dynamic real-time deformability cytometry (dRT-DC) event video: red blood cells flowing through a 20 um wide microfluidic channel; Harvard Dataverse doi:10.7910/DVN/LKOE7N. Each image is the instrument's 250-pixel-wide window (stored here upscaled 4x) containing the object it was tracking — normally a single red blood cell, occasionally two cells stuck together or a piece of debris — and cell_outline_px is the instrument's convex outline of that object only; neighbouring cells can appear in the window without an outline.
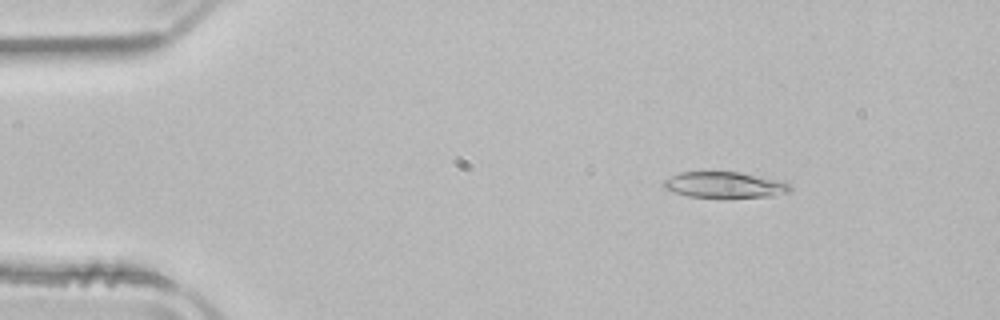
{"species": "common noctule bat (a hibernating species)", "species_latin": "Nyctalus noctula", "temperature_condition": "room temperature", "stored_images_in_passage": 48, "camera_frame_rate_fps": 3000, "um_per_image_px": 0.085, "animal": {"sex": "male", "body_mass_g": 21.5, "forearm_length_mm": 52.0}, "frame": {"image": 1, "passage_image": 4, "time_ms": 1.0, "image_size_px": [1000, 320], "cell_outline_px": [[792, 188], [788, 192], [772, 196], [688, 196], [664, 188], [660, 184], [664, 180], [680, 172], [740, 172], [784, 180], [792, 184]], "centroid_in_image_um": [61.64, 15.68], "position_along_channel_um": 23.4, "area_um2": 18.9}}
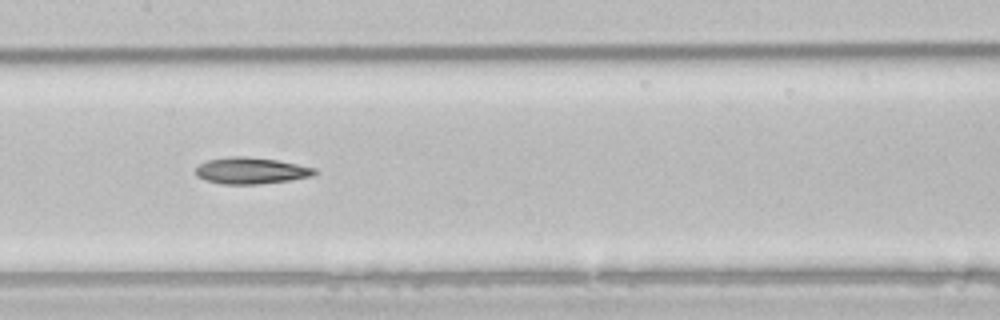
{"frame": {"image": 2, "passage_image": 22, "time_ms": 7.0, "image_size_px": [1000, 320], "cell_outline_px": [[316, 172], [312, 176], [288, 180], [256, 184], [224, 184], [204, 180], [196, 176], [196, 168], [200, 164], [208, 160], [228, 156], [244, 156], [276, 160], [316, 168]], "centroid_in_image_um": [21.3, 14.5], "position_along_channel_um": 186.1, "area_um2": 18.15}}
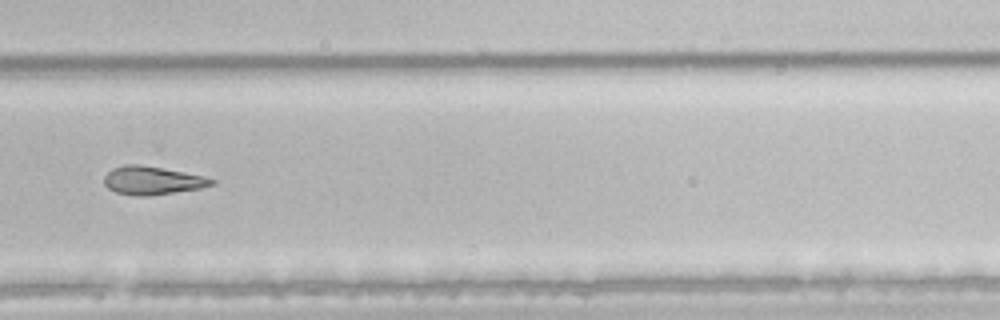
{"frame": {"image": 3, "passage_image": 32, "time_ms": 10.333, "image_size_px": [1000, 320], "cell_outline_px": [[216, 184], [200, 188], [148, 196], [136, 196], [116, 192], [108, 188], [104, 184], [104, 176], [112, 168], [124, 164], [140, 164], [204, 176], [216, 180]], "centroid_in_image_um": [12.93, 15.34], "position_along_channel_um": 316.9, "area_um2": 17.69}, "authors_computed_cell_mechanics": {"area_um2": 19.1896, "velocity_mm_per_s": 3.9409, "shape_relaxation_time_tau1_ms": 10.7815, "shape_relaxation_time_tau2_ms": null, "deformation_change_tau1": 0.2216, "deformation_change_tau2": null}}